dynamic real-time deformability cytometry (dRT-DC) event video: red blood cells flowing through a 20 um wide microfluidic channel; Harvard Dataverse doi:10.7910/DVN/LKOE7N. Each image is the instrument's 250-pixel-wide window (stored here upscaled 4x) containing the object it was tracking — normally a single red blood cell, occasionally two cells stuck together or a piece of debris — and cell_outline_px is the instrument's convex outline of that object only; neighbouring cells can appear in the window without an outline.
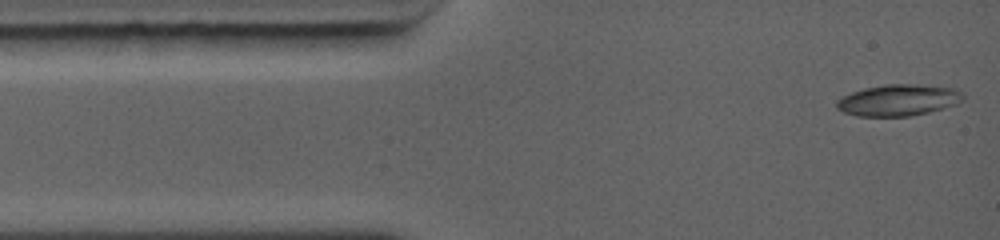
{"species": "common noctule bat (a hibernating species)", "species_latin": "Nyctalus noctula", "temperature_condition": "warm", "stored_images_in_passage": 28, "camera_frame_rate_fps": 5000, "um_per_image_px": 0.085, "animal": {"sex": "female", "body_mass_g": 19.0, "forearm_length_mm": 56.7}, "frame": {"image": 1, "passage_image": 1, "time_ms": 0.0, "image_size_px": [1000, 240], "cell_outline_px": [[964, 100], [956, 104], [928, 112], [908, 116], [856, 116], [844, 112], [836, 108], [836, 100], [852, 92], [864, 88], [884, 84], [916, 84], [952, 88], [964, 92]], "centroid_in_image_um": [76.36, 8.51], "position_along_channel_um": 8.6, "area_um2": 23.12}}
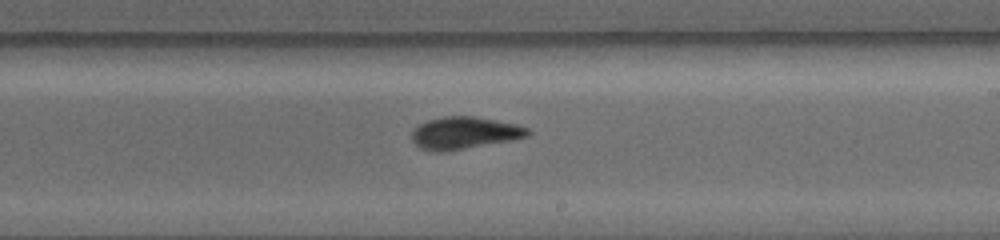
{"frame": {"image": 2, "passage_image": 13, "time_ms": 6.8, "image_size_px": [1000, 240], "cell_outline_px": [[528, 132], [520, 136], [452, 148], [432, 148], [420, 144], [412, 136], [412, 132], [420, 124], [428, 120], [440, 116], [476, 116], [516, 124], [528, 128]], "centroid_in_image_um": [39.45, 11.17], "position_along_channel_um": 249.6, "area_um2": 19.19}}
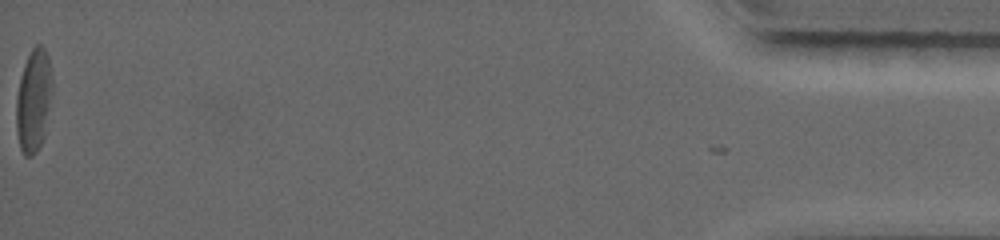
{"frame": {"image": 3, "passage_image": 28, "time_ms": 14.2, "image_size_px": [1000, 240], "cell_outline_px": [[52, 88], [44, 136], [36, 152], [32, 156], [24, 156], [20, 148], [16, 132], [16, 100], [20, 76], [24, 64], [32, 48], [36, 44], [40, 44], [44, 48], [48, 56], [52, 76]], "centroid_in_image_um": [2.84, 8.54], "position_along_channel_um": 432.4, "area_um2": 21.56}, "authors_computed_cell_mechanics": {"area_um2": 19.5364, "velocity_mm_per_s": 4.4639, "shape_relaxation_time_tau1_ms": 5.0951, "shape_relaxation_time_tau2_ms": 5.8515, "deformation_change_tau1": 0.1236, "deformation_change_tau2": 0.1607}}